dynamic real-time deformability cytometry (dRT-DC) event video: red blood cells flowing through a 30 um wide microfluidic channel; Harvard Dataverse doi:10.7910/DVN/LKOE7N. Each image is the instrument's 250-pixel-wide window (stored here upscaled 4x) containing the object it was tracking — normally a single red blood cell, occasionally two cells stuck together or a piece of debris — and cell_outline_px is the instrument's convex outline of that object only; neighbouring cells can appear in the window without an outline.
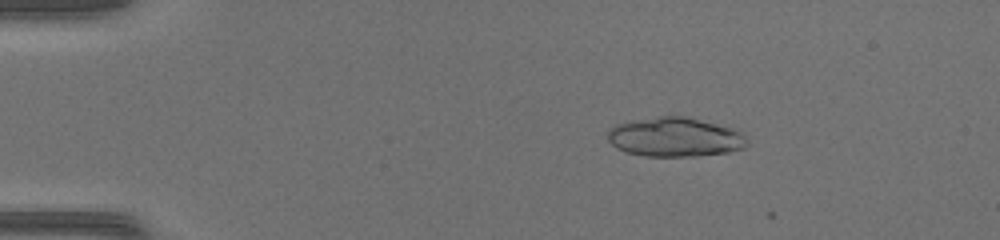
{"species": "common noctule bat (a hibernating species)", "species_latin": "Nyctalus noctula", "temperature_condition": "warm", "stored_images_in_passage": 11, "camera_frame_rate_fps": 3000, "um_per_image_px": 0.085, "animal": {"sex": "female", "body_mass_g": 17.0, "forearm_length_mm": 48.0}, "frame": {"image": 1, "passage_image": 9, "time_ms": 2.667, "image_size_px": [1000, 240], "cell_outline_px": [[748, 144], [744, 148], [728, 152], [696, 156], [644, 156], [624, 152], [616, 148], [608, 140], [608, 128], [616, 124], [628, 120], [660, 116], [692, 116], [732, 128], [744, 132], [748, 140]], "centroid_in_image_um": [57.38, 11.64], "position_along_channel_um": 27.6, "area_um2": 32.6}}